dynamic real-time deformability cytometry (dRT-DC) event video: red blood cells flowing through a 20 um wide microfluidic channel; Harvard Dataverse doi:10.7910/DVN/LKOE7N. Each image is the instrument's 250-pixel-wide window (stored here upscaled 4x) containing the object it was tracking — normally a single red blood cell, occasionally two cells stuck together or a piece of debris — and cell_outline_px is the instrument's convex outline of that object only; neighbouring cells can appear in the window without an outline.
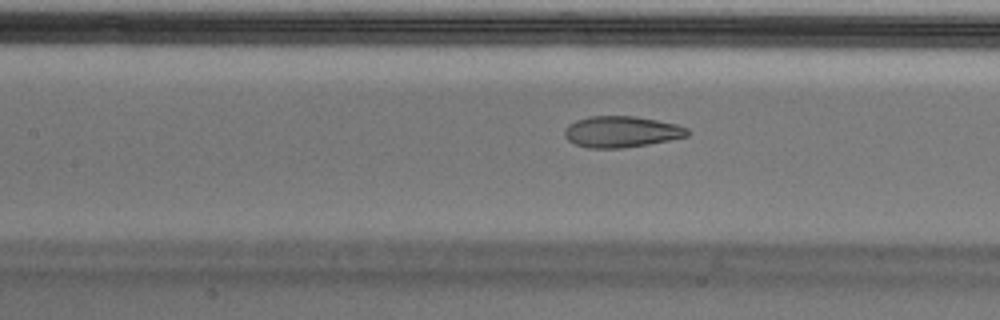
{"species": "Egyptian fruit bat (a non-hibernating species)", "species_latin": "Rousettus aegyptiacus", "temperature_condition": "cold", "stored_images_in_passage": 40, "camera_frame_rate_fps": 3000, "um_per_image_px": 0.085, "animal": {"sex": "male"}, "frame": {"image": 1, "passage_image": 10, "time_ms": 3.0, "image_size_px": [1000, 320], "cell_outline_px": [[692, 132], [688, 136], [648, 144], [620, 148], [588, 148], [576, 144], [568, 140], [564, 136], [564, 128], [568, 124], [576, 120], [592, 116], [636, 116], [676, 124], [688, 128]], "centroid_in_image_um": [52.82, 11.19], "position_along_channel_um": 154.6, "area_um2": 22.37}}
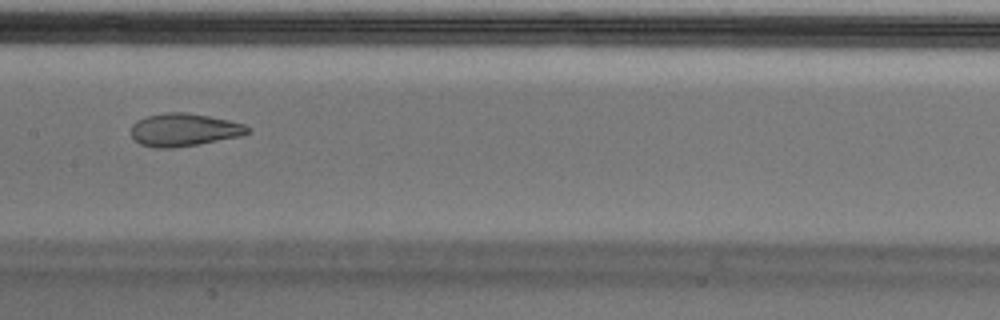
{"frame": {"image": 2, "passage_image": 13, "time_ms": 4.0, "image_size_px": [1000, 320], "cell_outline_px": [[252, 128], [248, 132], [240, 136], [196, 144], [172, 148], [152, 148], [140, 144], [132, 136], [132, 124], [136, 120], [148, 116], [168, 112], [184, 112], [208, 116], [228, 120], [244, 124]], "centroid_in_image_um": [15.62, 11.03], "position_along_channel_um": 191.8, "area_um2": 22.08}}
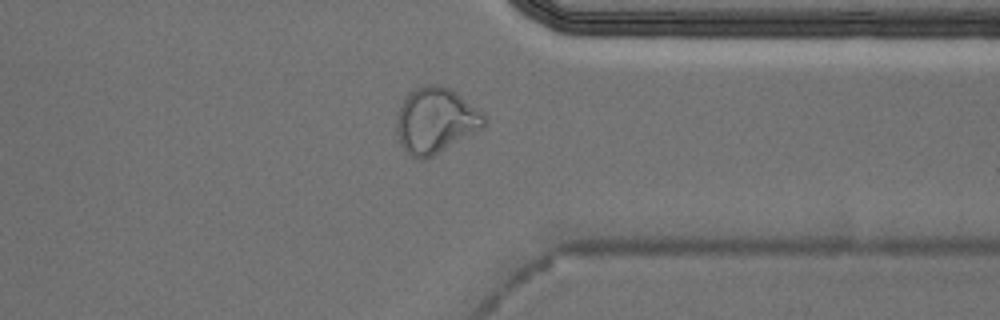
{"frame": {"image": 3, "passage_image": 28, "time_ms": 9.0, "image_size_px": [1000, 320], "cell_outline_px": [[488, 124], [484, 128], [432, 156], [424, 160], [416, 160], [408, 156], [400, 144], [396, 132], [396, 116], [404, 96], [408, 92], [424, 84], [436, 84], [448, 88], [456, 92], [484, 112], [488, 116]], "centroid_in_image_um": [37.03, 10.25], "position_along_channel_um": 374.4, "area_um2": 34.28}, "authors_computed_cell_mechanics": {"area_um2": 24.1026, "velocity_mm_per_s": 3.7176, "shape_relaxation_time_tau1_ms": null, "shape_relaxation_time_tau2_ms": 1.6211, "deformation_change_tau1": null, "deformation_change_tau2": 0.0713}}